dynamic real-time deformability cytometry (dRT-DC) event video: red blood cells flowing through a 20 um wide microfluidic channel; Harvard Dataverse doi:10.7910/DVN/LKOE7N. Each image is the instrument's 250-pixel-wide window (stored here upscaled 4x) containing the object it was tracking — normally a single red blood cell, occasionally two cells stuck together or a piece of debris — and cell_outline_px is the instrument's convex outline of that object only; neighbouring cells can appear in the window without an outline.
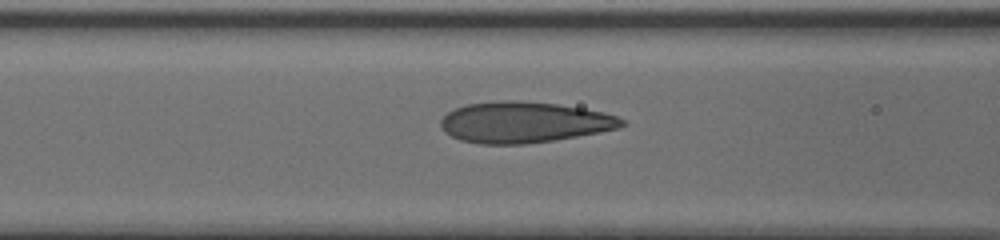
{"species": "human", "species_latin": "Homo sapiens", "temperature_condition": "cold", "stored_images_in_passage": 33, "camera_frame_rate_fps": 3000, "um_per_image_px": 0.085, "donor": {"sex": "male"}, "frame": {"image": 1, "passage_image": 21, "time_ms": 6.667, "image_size_px": [1000, 240], "cell_outline_px": [[628, 124], [620, 128], [576, 136], [552, 140], [524, 144], [480, 144], [460, 140], [444, 132], [440, 124], [440, 120], [448, 112], [456, 108], [468, 104], [496, 100], [516, 100], [556, 104], [604, 112], [616, 116], [624, 120]], "centroid_in_image_um": [44.53, 10.39], "position_along_channel_um": 122.1, "area_um2": 43.12}}
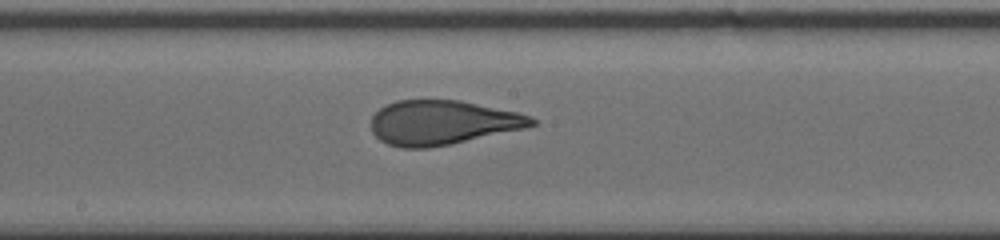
{"frame": {"image": 2, "passage_image": 28, "time_ms": 9.0, "image_size_px": [1000, 240], "cell_outline_px": [[536, 124], [524, 128], [452, 144], [428, 148], [400, 148], [388, 144], [380, 140], [372, 132], [372, 116], [380, 108], [396, 100], [460, 100], [520, 112], [532, 116], [536, 120]], "centroid_in_image_um": [37.62, 10.42], "position_along_channel_um": 210.6, "area_um2": 41.67}}
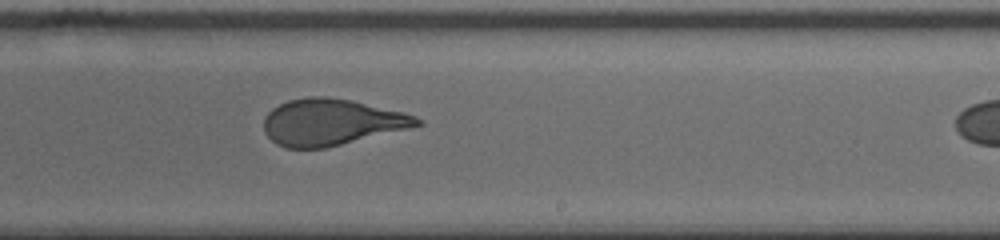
{"frame": {"image": 3, "passage_image": 32, "time_ms": 10.333, "image_size_px": [1000, 240], "cell_outline_px": [[424, 124], [408, 128], [324, 148], [284, 148], [276, 144], [264, 132], [264, 116], [272, 108], [288, 100], [308, 96], [328, 96], [352, 100], [404, 112], [416, 116]], "centroid_in_image_um": [28.13, 10.37], "position_along_channel_um": 260.9, "area_um2": 41.33}}